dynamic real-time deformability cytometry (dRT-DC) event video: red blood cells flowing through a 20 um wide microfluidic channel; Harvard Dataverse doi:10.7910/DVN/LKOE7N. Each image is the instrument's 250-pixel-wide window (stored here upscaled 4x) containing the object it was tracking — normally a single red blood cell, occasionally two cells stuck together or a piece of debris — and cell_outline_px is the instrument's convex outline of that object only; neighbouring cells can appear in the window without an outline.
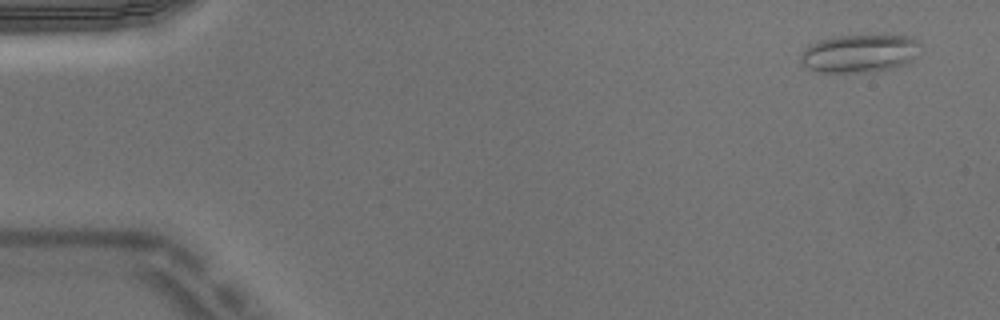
{"species": "Egyptian fruit bat (a non-hibernating species)", "species_latin": "Rousettus aegyptiacus", "temperature_condition": "warm", "stored_images_in_passage": 4, "camera_frame_rate_fps": 3000, "um_per_image_px": 0.085, "animal": {"sex": "male"}, "frame": {"image": 1, "passage_image": 1, "time_ms": 0.0, "image_size_px": [1000, 320], "cell_outline_px": [[920, 56], [908, 64], [872, 72], [820, 72], [808, 68], [800, 64], [800, 56], [808, 44], [832, 36], [880, 32], [912, 36], [920, 40]], "centroid_in_image_um": [73.16, 4.48], "position_along_channel_um": 11.8, "area_um2": 28.15}}